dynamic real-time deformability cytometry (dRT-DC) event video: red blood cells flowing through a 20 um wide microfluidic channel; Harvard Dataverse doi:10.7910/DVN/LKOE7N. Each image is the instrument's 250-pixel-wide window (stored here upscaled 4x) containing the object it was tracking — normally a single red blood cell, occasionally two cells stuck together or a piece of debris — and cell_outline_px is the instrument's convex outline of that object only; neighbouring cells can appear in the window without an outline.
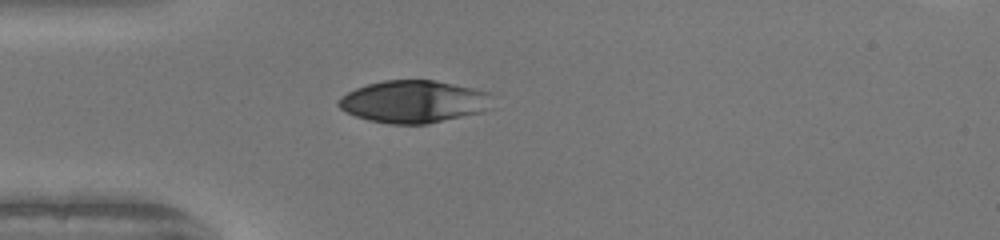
{"species": "human", "species_latin": "Homo sapiens", "temperature_condition": "warm", "stored_images_in_passage": 32, "camera_frame_rate_fps": 3000, "um_per_image_px": 0.085, "donor": {"sex": "female"}, "frame": {"image": 1, "passage_image": 1, "time_ms": 0.0, "image_size_px": [1000, 240], "cell_outline_px": [[496, 108], [484, 112], [424, 124], [388, 124], [368, 120], [356, 116], [340, 108], [336, 104], [336, 100], [340, 96], [356, 88], [368, 84], [384, 80], [436, 80], [472, 88], [488, 92]], "centroid_in_image_um": [35.2, 8.64], "position_along_channel_um": 49.8, "area_um2": 38.32}}
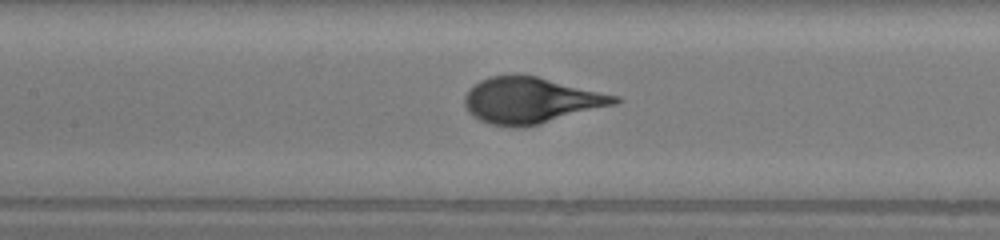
{"frame": {"image": 2, "passage_image": 10, "time_ms": 3.0, "image_size_px": [1000, 240], "cell_outline_px": [[624, 100], [616, 104], [540, 124], [520, 128], [512, 128], [488, 124], [472, 116], [468, 112], [464, 104], [464, 96], [468, 88], [480, 80], [492, 76], [512, 72], [516, 72], [536, 76], [620, 96]], "centroid_in_image_um": [45.09, 8.52], "position_along_channel_um": 162.3, "area_um2": 41.04}}
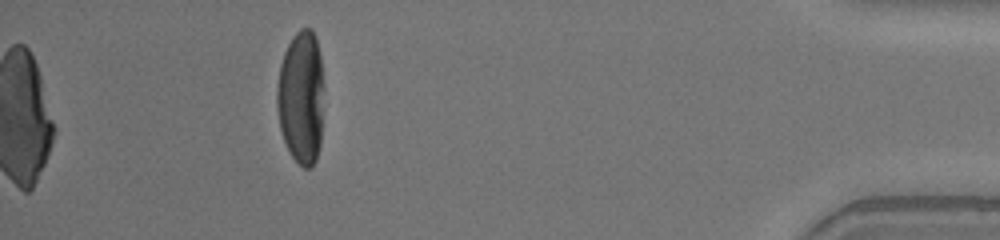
{"frame": {"image": 3, "passage_image": 32, "time_ms": 10.333, "image_size_px": [1000, 240], "cell_outline_px": [[324, 88], [320, 144], [316, 160], [312, 168], [304, 168], [292, 156], [284, 140], [280, 128], [276, 108], [276, 84], [280, 64], [284, 52], [292, 36], [300, 28], [312, 28], [316, 40], [320, 56]], "centroid_in_image_um": [25.59, 8.26], "position_along_channel_um": 409.6, "area_um2": 36.99}}